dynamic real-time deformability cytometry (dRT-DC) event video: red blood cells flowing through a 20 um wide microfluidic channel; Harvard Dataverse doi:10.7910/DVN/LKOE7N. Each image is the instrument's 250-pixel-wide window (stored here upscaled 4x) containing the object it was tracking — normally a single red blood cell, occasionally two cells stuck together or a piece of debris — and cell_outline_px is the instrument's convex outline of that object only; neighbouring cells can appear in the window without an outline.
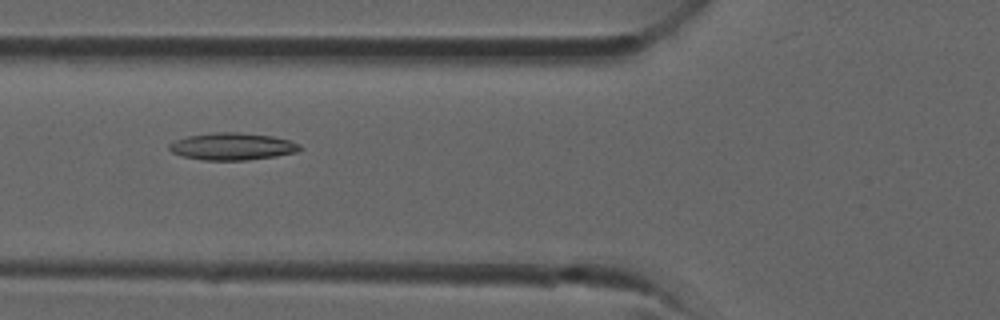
{"species": "common noctule bat (a hibernating species)", "species_latin": "Nyctalus noctula", "temperature_condition": "room temperature", "stored_images_in_passage": 24, "camera_frame_rate_fps": 3000, "um_per_image_px": 0.085, "animal": {"sex": "male", "forearm_length_mm": 52.5}, "frame": {"image": 1, "passage_image": 4, "time_ms": 1.0, "image_size_px": [1000, 320], "cell_outline_px": [[304, 148], [296, 152], [276, 156], [248, 160], [204, 160], [184, 156], [172, 152], [168, 148], [168, 144], [176, 140], [188, 136], [216, 132], [236, 132], [272, 136], [288, 140], [300, 144]], "centroid_in_image_um": [19.77, 12.45], "position_along_channel_um": 106.0, "area_um2": 20.58}}
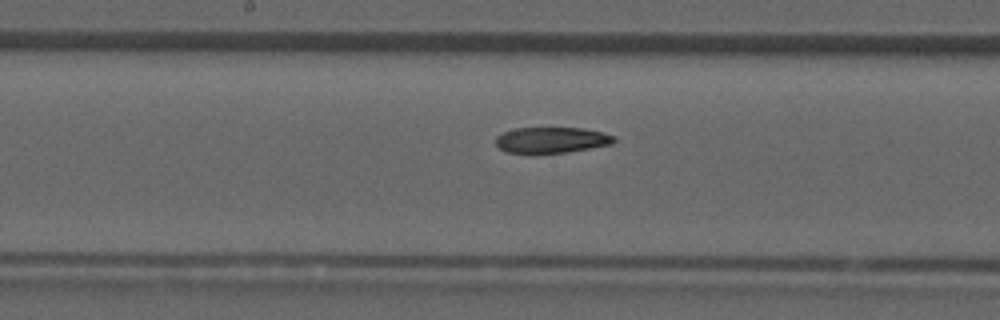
{"frame": {"image": 2, "passage_image": 9, "time_ms": 2.667, "image_size_px": [1000, 320], "cell_outline_px": [[616, 140], [612, 144], [568, 152], [504, 152], [496, 144], [496, 136], [504, 132], [516, 128], [584, 128], [604, 132], [616, 136]], "centroid_in_image_um": [46.93, 11.88], "position_along_channel_um": 201.3, "area_um2": 17.69}}
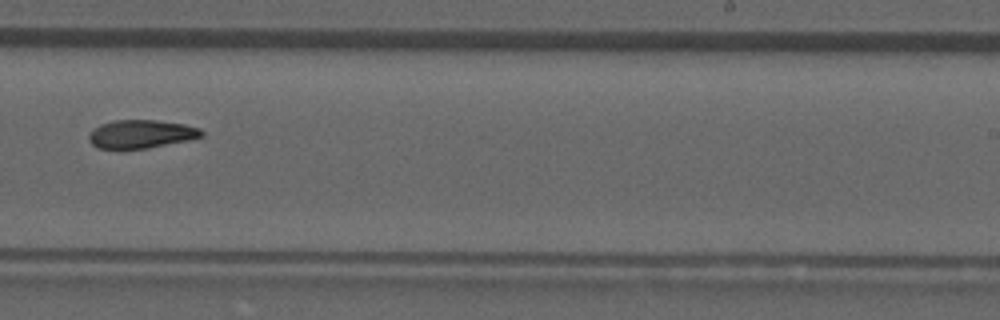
{"frame": {"image": 3, "passage_image": 13, "time_ms": 4.0, "image_size_px": [1000, 320], "cell_outline_px": [[204, 136], [188, 140], [148, 148], [96, 148], [88, 140], [88, 136], [92, 128], [100, 124], [116, 120], [156, 120], [184, 124], [200, 128], [204, 132]], "centroid_in_image_um": [11.99, 11.38], "position_along_channel_um": 277.0, "area_um2": 18.61}}